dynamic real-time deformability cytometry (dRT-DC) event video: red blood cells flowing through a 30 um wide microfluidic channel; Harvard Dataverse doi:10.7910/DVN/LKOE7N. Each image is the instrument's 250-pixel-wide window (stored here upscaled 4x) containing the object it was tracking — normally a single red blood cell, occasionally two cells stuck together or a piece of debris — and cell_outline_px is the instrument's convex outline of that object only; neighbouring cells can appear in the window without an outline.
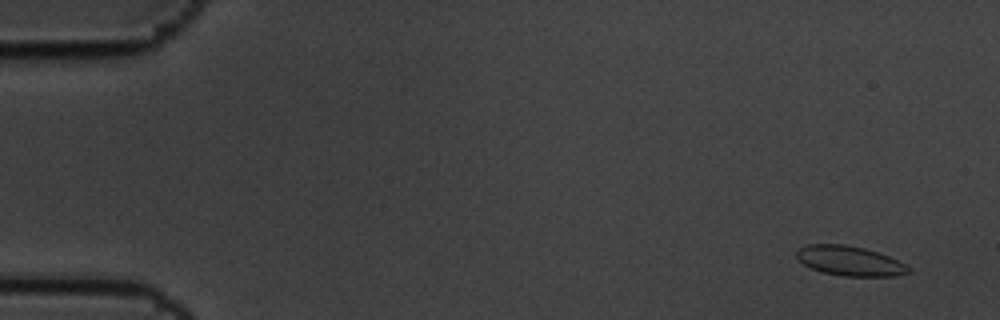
{"species": "common noctule bat (a hibernating species)", "species_latin": "Nyctalus noctula", "temperature_condition": "cold", "stored_images_in_passage": 4, "camera_frame_rate_fps": 3000, "um_per_image_px": 0.085, "animal": {"sex": "male", "body_mass_g": 19.5, "forearm_length_mm": 54.6}, "frame": {"image": 1, "passage_image": 1, "time_ms": 0.0, "image_size_px": [1000, 320], "cell_outline_px": [[908, 272], [896, 276], [844, 276], [820, 272], [804, 264], [796, 256], [796, 252], [800, 248], [808, 244], [844, 244], [864, 248], [888, 256], [904, 264], [908, 268]], "centroid_in_image_um": [72.18, 22.17], "position_along_channel_um": 12.8, "area_um2": 19.07}}